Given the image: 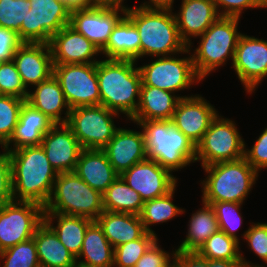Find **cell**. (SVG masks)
<instances>
[{
  "instance_id": "1",
  "label": "cell",
  "mask_w": 267,
  "mask_h": 267,
  "mask_svg": "<svg viewBox=\"0 0 267 267\" xmlns=\"http://www.w3.org/2000/svg\"><path fill=\"white\" fill-rule=\"evenodd\" d=\"M15 201H32L43 207L48 202L57 171L42 146H24L8 151Z\"/></svg>"
},
{
  "instance_id": "2",
  "label": "cell",
  "mask_w": 267,
  "mask_h": 267,
  "mask_svg": "<svg viewBox=\"0 0 267 267\" xmlns=\"http://www.w3.org/2000/svg\"><path fill=\"white\" fill-rule=\"evenodd\" d=\"M135 60L104 59L97 62L96 74L100 105L130 120L140 99L142 78ZM137 97V99H136Z\"/></svg>"
},
{
  "instance_id": "3",
  "label": "cell",
  "mask_w": 267,
  "mask_h": 267,
  "mask_svg": "<svg viewBox=\"0 0 267 267\" xmlns=\"http://www.w3.org/2000/svg\"><path fill=\"white\" fill-rule=\"evenodd\" d=\"M135 25L140 37V58L190 54L181 39L172 9L136 6L125 14Z\"/></svg>"
},
{
  "instance_id": "4",
  "label": "cell",
  "mask_w": 267,
  "mask_h": 267,
  "mask_svg": "<svg viewBox=\"0 0 267 267\" xmlns=\"http://www.w3.org/2000/svg\"><path fill=\"white\" fill-rule=\"evenodd\" d=\"M133 123L139 125L140 129L143 128L148 159L155 160L171 173L195 162L196 146L172 125L171 120L133 121Z\"/></svg>"
},
{
  "instance_id": "5",
  "label": "cell",
  "mask_w": 267,
  "mask_h": 267,
  "mask_svg": "<svg viewBox=\"0 0 267 267\" xmlns=\"http://www.w3.org/2000/svg\"><path fill=\"white\" fill-rule=\"evenodd\" d=\"M202 202L243 203L256 183L258 172L242 157L202 167Z\"/></svg>"
},
{
  "instance_id": "6",
  "label": "cell",
  "mask_w": 267,
  "mask_h": 267,
  "mask_svg": "<svg viewBox=\"0 0 267 267\" xmlns=\"http://www.w3.org/2000/svg\"><path fill=\"white\" fill-rule=\"evenodd\" d=\"M104 211L102 194L74 171L58 173L44 213L82 216L95 221Z\"/></svg>"
},
{
  "instance_id": "7",
  "label": "cell",
  "mask_w": 267,
  "mask_h": 267,
  "mask_svg": "<svg viewBox=\"0 0 267 267\" xmlns=\"http://www.w3.org/2000/svg\"><path fill=\"white\" fill-rule=\"evenodd\" d=\"M239 19L220 16L198 36L201 41L191 56L196 73L202 80L219 66L226 64L228 58L233 63L237 42L242 34L238 32Z\"/></svg>"
},
{
  "instance_id": "8",
  "label": "cell",
  "mask_w": 267,
  "mask_h": 267,
  "mask_svg": "<svg viewBox=\"0 0 267 267\" xmlns=\"http://www.w3.org/2000/svg\"><path fill=\"white\" fill-rule=\"evenodd\" d=\"M244 139L233 120L219 114L211 122L201 141L196 145V161L208 166L223 161H233L244 157Z\"/></svg>"
},
{
  "instance_id": "9",
  "label": "cell",
  "mask_w": 267,
  "mask_h": 267,
  "mask_svg": "<svg viewBox=\"0 0 267 267\" xmlns=\"http://www.w3.org/2000/svg\"><path fill=\"white\" fill-rule=\"evenodd\" d=\"M113 116L119 114L102 105L80 106L70 110L66 125L83 149L102 150L118 129Z\"/></svg>"
},
{
  "instance_id": "10",
  "label": "cell",
  "mask_w": 267,
  "mask_h": 267,
  "mask_svg": "<svg viewBox=\"0 0 267 267\" xmlns=\"http://www.w3.org/2000/svg\"><path fill=\"white\" fill-rule=\"evenodd\" d=\"M30 11L20 27V40L49 44L52 36L70 24L71 8L60 0H28Z\"/></svg>"
},
{
  "instance_id": "11",
  "label": "cell",
  "mask_w": 267,
  "mask_h": 267,
  "mask_svg": "<svg viewBox=\"0 0 267 267\" xmlns=\"http://www.w3.org/2000/svg\"><path fill=\"white\" fill-rule=\"evenodd\" d=\"M44 221V207L32 201H12L0 206V250L33 238Z\"/></svg>"
},
{
  "instance_id": "12",
  "label": "cell",
  "mask_w": 267,
  "mask_h": 267,
  "mask_svg": "<svg viewBox=\"0 0 267 267\" xmlns=\"http://www.w3.org/2000/svg\"><path fill=\"white\" fill-rule=\"evenodd\" d=\"M96 67L97 63L54 64L53 75L71 109L100 105Z\"/></svg>"
},
{
  "instance_id": "13",
  "label": "cell",
  "mask_w": 267,
  "mask_h": 267,
  "mask_svg": "<svg viewBox=\"0 0 267 267\" xmlns=\"http://www.w3.org/2000/svg\"><path fill=\"white\" fill-rule=\"evenodd\" d=\"M138 68L144 85L174 94L202 81L196 73L191 55L185 58H177L174 55L157 57L155 61Z\"/></svg>"
},
{
  "instance_id": "14",
  "label": "cell",
  "mask_w": 267,
  "mask_h": 267,
  "mask_svg": "<svg viewBox=\"0 0 267 267\" xmlns=\"http://www.w3.org/2000/svg\"><path fill=\"white\" fill-rule=\"evenodd\" d=\"M232 66L246 93H252L267 77V40L241 34Z\"/></svg>"
},
{
  "instance_id": "15",
  "label": "cell",
  "mask_w": 267,
  "mask_h": 267,
  "mask_svg": "<svg viewBox=\"0 0 267 267\" xmlns=\"http://www.w3.org/2000/svg\"><path fill=\"white\" fill-rule=\"evenodd\" d=\"M125 14L122 9L89 5L71 9L69 25L101 51L107 45L113 29Z\"/></svg>"
},
{
  "instance_id": "16",
  "label": "cell",
  "mask_w": 267,
  "mask_h": 267,
  "mask_svg": "<svg viewBox=\"0 0 267 267\" xmlns=\"http://www.w3.org/2000/svg\"><path fill=\"white\" fill-rule=\"evenodd\" d=\"M119 176L141 195L144 202L162 197L177 186V179L170 171L148 158L134 164Z\"/></svg>"
},
{
  "instance_id": "17",
  "label": "cell",
  "mask_w": 267,
  "mask_h": 267,
  "mask_svg": "<svg viewBox=\"0 0 267 267\" xmlns=\"http://www.w3.org/2000/svg\"><path fill=\"white\" fill-rule=\"evenodd\" d=\"M217 112L202 96L191 95L179 100L171 122L196 146L219 114Z\"/></svg>"
},
{
  "instance_id": "18",
  "label": "cell",
  "mask_w": 267,
  "mask_h": 267,
  "mask_svg": "<svg viewBox=\"0 0 267 267\" xmlns=\"http://www.w3.org/2000/svg\"><path fill=\"white\" fill-rule=\"evenodd\" d=\"M13 62L25 88L40 84L53 75V59L47 43L23 42L13 56Z\"/></svg>"
},
{
  "instance_id": "19",
  "label": "cell",
  "mask_w": 267,
  "mask_h": 267,
  "mask_svg": "<svg viewBox=\"0 0 267 267\" xmlns=\"http://www.w3.org/2000/svg\"><path fill=\"white\" fill-rule=\"evenodd\" d=\"M41 146L57 173L75 171L83 148L66 124H55L44 135Z\"/></svg>"
},
{
  "instance_id": "20",
  "label": "cell",
  "mask_w": 267,
  "mask_h": 267,
  "mask_svg": "<svg viewBox=\"0 0 267 267\" xmlns=\"http://www.w3.org/2000/svg\"><path fill=\"white\" fill-rule=\"evenodd\" d=\"M53 64L97 63L99 48L70 25L54 34L49 42Z\"/></svg>"
},
{
  "instance_id": "21",
  "label": "cell",
  "mask_w": 267,
  "mask_h": 267,
  "mask_svg": "<svg viewBox=\"0 0 267 267\" xmlns=\"http://www.w3.org/2000/svg\"><path fill=\"white\" fill-rule=\"evenodd\" d=\"M102 150L119 175L147 158L143 130L140 132L119 127Z\"/></svg>"
},
{
  "instance_id": "22",
  "label": "cell",
  "mask_w": 267,
  "mask_h": 267,
  "mask_svg": "<svg viewBox=\"0 0 267 267\" xmlns=\"http://www.w3.org/2000/svg\"><path fill=\"white\" fill-rule=\"evenodd\" d=\"M174 13L179 35L191 50V37L202 35L220 16L213 0H182Z\"/></svg>"
},
{
  "instance_id": "23",
  "label": "cell",
  "mask_w": 267,
  "mask_h": 267,
  "mask_svg": "<svg viewBox=\"0 0 267 267\" xmlns=\"http://www.w3.org/2000/svg\"><path fill=\"white\" fill-rule=\"evenodd\" d=\"M54 125L55 123L50 118L25 101L14 133L6 143V150L12 151L24 146H40L44 135ZM10 145H13V148Z\"/></svg>"
},
{
  "instance_id": "24",
  "label": "cell",
  "mask_w": 267,
  "mask_h": 267,
  "mask_svg": "<svg viewBox=\"0 0 267 267\" xmlns=\"http://www.w3.org/2000/svg\"><path fill=\"white\" fill-rule=\"evenodd\" d=\"M74 172L101 194L119 176L109 162L106 153L99 149H83Z\"/></svg>"
},
{
  "instance_id": "25",
  "label": "cell",
  "mask_w": 267,
  "mask_h": 267,
  "mask_svg": "<svg viewBox=\"0 0 267 267\" xmlns=\"http://www.w3.org/2000/svg\"><path fill=\"white\" fill-rule=\"evenodd\" d=\"M31 91L28 92L26 100L30 105L45 114L55 124H66L71 108L54 75L35 85L34 91ZM63 109L66 110L64 117L61 116L64 111Z\"/></svg>"
},
{
  "instance_id": "26",
  "label": "cell",
  "mask_w": 267,
  "mask_h": 267,
  "mask_svg": "<svg viewBox=\"0 0 267 267\" xmlns=\"http://www.w3.org/2000/svg\"><path fill=\"white\" fill-rule=\"evenodd\" d=\"M185 97L189 96H177L173 92L142 83L139 105L130 120H171L179 100Z\"/></svg>"
},
{
  "instance_id": "27",
  "label": "cell",
  "mask_w": 267,
  "mask_h": 267,
  "mask_svg": "<svg viewBox=\"0 0 267 267\" xmlns=\"http://www.w3.org/2000/svg\"><path fill=\"white\" fill-rule=\"evenodd\" d=\"M95 221L114 248L137 240L146 233L140 215L136 214L104 210Z\"/></svg>"
},
{
  "instance_id": "28",
  "label": "cell",
  "mask_w": 267,
  "mask_h": 267,
  "mask_svg": "<svg viewBox=\"0 0 267 267\" xmlns=\"http://www.w3.org/2000/svg\"><path fill=\"white\" fill-rule=\"evenodd\" d=\"M33 239L41 267H78L76 257L45 221L35 230Z\"/></svg>"
},
{
  "instance_id": "29",
  "label": "cell",
  "mask_w": 267,
  "mask_h": 267,
  "mask_svg": "<svg viewBox=\"0 0 267 267\" xmlns=\"http://www.w3.org/2000/svg\"><path fill=\"white\" fill-rule=\"evenodd\" d=\"M82 257L84 260H81ZM76 261L77 266L113 267L114 247L96 221H93L86 229L82 248Z\"/></svg>"
},
{
  "instance_id": "30",
  "label": "cell",
  "mask_w": 267,
  "mask_h": 267,
  "mask_svg": "<svg viewBox=\"0 0 267 267\" xmlns=\"http://www.w3.org/2000/svg\"><path fill=\"white\" fill-rule=\"evenodd\" d=\"M107 59H140L139 32L125 15L113 29L107 45L101 50Z\"/></svg>"
},
{
  "instance_id": "31",
  "label": "cell",
  "mask_w": 267,
  "mask_h": 267,
  "mask_svg": "<svg viewBox=\"0 0 267 267\" xmlns=\"http://www.w3.org/2000/svg\"><path fill=\"white\" fill-rule=\"evenodd\" d=\"M57 220L54 226L53 221ZM44 221L53 229L61 243L77 258L80 254L84 235L92 219L59 213H44Z\"/></svg>"
},
{
  "instance_id": "32",
  "label": "cell",
  "mask_w": 267,
  "mask_h": 267,
  "mask_svg": "<svg viewBox=\"0 0 267 267\" xmlns=\"http://www.w3.org/2000/svg\"><path fill=\"white\" fill-rule=\"evenodd\" d=\"M202 204L203 207L192 214L187 236L176 250L198 252L206 240L220 230L212 206L204 202Z\"/></svg>"
},
{
  "instance_id": "33",
  "label": "cell",
  "mask_w": 267,
  "mask_h": 267,
  "mask_svg": "<svg viewBox=\"0 0 267 267\" xmlns=\"http://www.w3.org/2000/svg\"><path fill=\"white\" fill-rule=\"evenodd\" d=\"M102 197L103 208L106 211L136 215L142 212L144 201L141 195L130 188L120 176L107 188Z\"/></svg>"
},
{
  "instance_id": "34",
  "label": "cell",
  "mask_w": 267,
  "mask_h": 267,
  "mask_svg": "<svg viewBox=\"0 0 267 267\" xmlns=\"http://www.w3.org/2000/svg\"><path fill=\"white\" fill-rule=\"evenodd\" d=\"M239 243L240 241L229 237L222 230H218L206 240L198 253L206 259L242 260L243 267H264L263 265H253L250 261H246L242 253H240Z\"/></svg>"
},
{
  "instance_id": "35",
  "label": "cell",
  "mask_w": 267,
  "mask_h": 267,
  "mask_svg": "<svg viewBox=\"0 0 267 267\" xmlns=\"http://www.w3.org/2000/svg\"><path fill=\"white\" fill-rule=\"evenodd\" d=\"M175 190L176 187L162 197L144 202L140 218L147 233L156 235L155 231H153L150 226L153 224L167 222L172 220L174 217H177V215H181L185 212V210L179 208L173 203L172 199Z\"/></svg>"
},
{
  "instance_id": "36",
  "label": "cell",
  "mask_w": 267,
  "mask_h": 267,
  "mask_svg": "<svg viewBox=\"0 0 267 267\" xmlns=\"http://www.w3.org/2000/svg\"><path fill=\"white\" fill-rule=\"evenodd\" d=\"M157 235L145 233L141 238L114 248L113 267H134L147 249L157 240Z\"/></svg>"
},
{
  "instance_id": "37",
  "label": "cell",
  "mask_w": 267,
  "mask_h": 267,
  "mask_svg": "<svg viewBox=\"0 0 267 267\" xmlns=\"http://www.w3.org/2000/svg\"><path fill=\"white\" fill-rule=\"evenodd\" d=\"M0 260L1 267H41L33 238L1 251Z\"/></svg>"
},
{
  "instance_id": "38",
  "label": "cell",
  "mask_w": 267,
  "mask_h": 267,
  "mask_svg": "<svg viewBox=\"0 0 267 267\" xmlns=\"http://www.w3.org/2000/svg\"><path fill=\"white\" fill-rule=\"evenodd\" d=\"M210 204L214 209L219 229L225 232L229 237L239 241L236 234L243 223V217L240 208L243 203L234 202H204Z\"/></svg>"
},
{
  "instance_id": "39",
  "label": "cell",
  "mask_w": 267,
  "mask_h": 267,
  "mask_svg": "<svg viewBox=\"0 0 267 267\" xmlns=\"http://www.w3.org/2000/svg\"><path fill=\"white\" fill-rule=\"evenodd\" d=\"M26 100L10 95H0V139L7 143L19 121L21 108Z\"/></svg>"
},
{
  "instance_id": "40",
  "label": "cell",
  "mask_w": 267,
  "mask_h": 267,
  "mask_svg": "<svg viewBox=\"0 0 267 267\" xmlns=\"http://www.w3.org/2000/svg\"><path fill=\"white\" fill-rule=\"evenodd\" d=\"M29 11L28 0H0V27L15 31L20 39V27Z\"/></svg>"
},
{
  "instance_id": "41",
  "label": "cell",
  "mask_w": 267,
  "mask_h": 267,
  "mask_svg": "<svg viewBox=\"0 0 267 267\" xmlns=\"http://www.w3.org/2000/svg\"><path fill=\"white\" fill-rule=\"evenodd\" d=\"M28 90L23 85L13 60L4 62L0 66V95H10L27 100Z\"/></svg>"
},
{
  "instance_id": "42",
  "label": "cell",
  "mask_w": 267,
  "mask_h": 267,
  "mask_svg": "<svg viewBox=\"0 0 267 267\" xmlns=\"http://www.w3.org/2000/svg\"><path fill=\"white\" fill-rule=\"evenodd\" d=\"M242 236L251 251L267 264V223H252Z\"/></svg>"
},
{
  "instance_id": "43",
  "label": "cell",
  "mask_w": 267,
  "mask_h": 267,
  "mask_svg": "<svg viewBox=\"0 0 267 267\" xmlns=\"http://www.w3.org/2000/svg\"><path fill=\"white\" fill-rule=\"evenodd\" d=\"M219 16L238 17L244 9L267 8V0H213ZM222 9L221 11H219ZM224 9V10H223Z\"/></svg>"
},
{
  "instance_id": "44",
  "label": "cell",
  "mask_w": 267,
  "mask_h": 267,
  "mask_svg": "<svg viewBox=\"0 0 267 267\" xmlns=\"http://www.w3.org/2000/svg\"><path fill=\"white\" fill-rule=\"evenodd\" d=\"M172 253V256H170L169 252L161 249L157 239L137 261L134 267H173L176 249Z\"/></svg>"
},
{
  "instance_id": "45",
  "label": "cell",
  "mask_w": 267,
  "mask_h": 267,
  "mask_svg": "<svg viewBox=\"0 0 267 267\" xmlns=\"http://www.w3.org/2000/svg\"><path fill=\"white\" fill-rule=\"evenodd\" d=\"M258 137L251 149L244 143V158L259 173L267 168V128Z\"/></svg>"
},
{
  "instance_id": "46",
  "label": "cell",
  "mask_w": 267,
  "mask_h": 267,
  "mask_svg": "<svg viewBox=\"0 0 267 267\" xmlns=\"http://www.w3.org/2000/svg\"><path fill=\"white\" fill-rule=\"evenodd\" d=\"M14 201L11 162L8 151L0 156V206Z\"/></svg>"
},
{
  "instance_id": "47",
  "label": "cell",
  "mask_w": 267,
  "mask_h": 267,
  "mask_svg": "<svg viewBox=\"0 0 267 267\" xmlns=\"http://www.w3.org/2000/svg\"><path fill=\"white\" fill-rule=\"evenodd\" d=\"M23 42L18 34L5 27H0V59L4 62L11 61L16 50Z\"/></svg>"
},
{
  "instance_id": "48",
  "label": "cell",
  "mask_w": 267,
  "mask_h": 267,
  "mask_svg": "<svg viewBox=\"0 0 267 267\" xmlns=\"http://www.w3.org/2000/svg\"><path fill=\"white\" fill-rule=\"evenodd\" d=\"M173 267H208V259L198 252L176 250Z\"/></svg>"
},
{
  "instance_id": "49",
  "label": "cell",
  "mask_w": 267,
  "mask_h": 267,
  "mask_svg": "<svg viewBox=\"0 0 267 267\" xmlns=\"http://www.w3.org/2000/svg\"><path fill=\"white\" fill-rule=\"evenodd\" d=\"M124 1L125 0H92L90 5L94 7L122 9L127 12L130 7L123 5Z\"/></svg>"
},
{
  "instance_id": "50",
  "label": "cell",
  "mask_w": 267,
  "mask_h": 267,
  "mask_svg": "<svg viewBox=\"0 0 267 267\" xmlns=\"http://www.w3.org/2000/svg\"><path fill=\"white\" fill-rule=\"evenodd\" d=\"M174 0H149L142 3L140 6L145 8H159V9H172Z\"/></svg>"
},
{
  "instance_id": "51",
  "label": "cell",
  "mask_w": 267,
  "mask_h": 267,
  "mask_svg": "<svg viewBox=\"0 0 267 267\" xmlns=\"http://www.w3.org/2000/svg\"><path fill=\"white\" fill-rule=\"evenodd\" d=\"M242 260L208 259V267H243Z\"/></svg>"
},
{
  "instance_id": "52",
  "label": "cell",
  "mask_w": 267,
  "mask_h": 267,
  "mask_svg": "<svg viewBox=\"0 0 267 267\" xmlns=\"http://www.w3.org/2000/svg\"><path fill=\"white\" fill-rule=\"evenodd\" d=\"M60 1L64 2L71 9L87 7L90 5L86 0H60Z\"/></svg>"
},
{
  "instance_id": "53",
  "label": "cell",
  "mask_w": 267,
  "mask_h": 267,
  "mask_svg": "<svg viewBox=\"0 0 267 267\" xmlns=\"http://www.w3.org/2000/svg\"><path fill=\"white\" fill-rule=\"evenodd\" d=\"M0 145H1V147L3 148V153H0V156H2L3 154H4V152L6 151V143L5 142H3L1 139H0Z\"/></svg>"
},
{
  "instance_id": "54",
  "label": "cell",
  "mask_w": 267,
  "mask_h": 267,
  "mask_svg": "<svg viewBox=\"0 0 267 267\" xmlns=\"http://www.w3.org/2000/svg\"><path fill=\"white\" fill-rule=\"evenodd\" d=\"M3 63H4V61L0 59V66H1Z\"/></svg>"
}]
</instances>
